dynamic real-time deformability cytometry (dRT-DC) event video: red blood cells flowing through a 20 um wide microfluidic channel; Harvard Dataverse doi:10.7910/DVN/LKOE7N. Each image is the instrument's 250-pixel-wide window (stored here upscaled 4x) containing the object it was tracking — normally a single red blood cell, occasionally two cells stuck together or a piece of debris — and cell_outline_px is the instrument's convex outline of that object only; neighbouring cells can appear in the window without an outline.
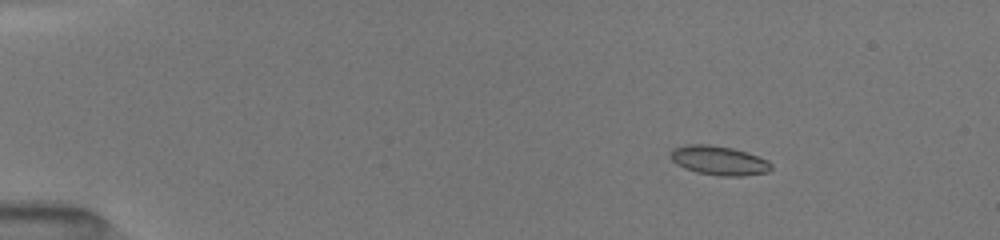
{"species": "common noctule bat (a hibernating species)", "species_latin": "Nyctalus noctula", "temperature_condition": "room temperature", "stored_images_in_passage": 23, "camera_frame_rate_fps": 3000, "um_per_image_px": 0.085, "animal": {"sex": "female", "body_mass_g": 19.5, "forearm_length_mm": 54.1}, "frame": {"image": 1, "passage_image": 5, "time_ms": 2.333, "image_size_px": [1000, 240], "cell_outline_px": [[772, 168], [768, 172], [740, 176], [720, 176], [696, 172], [684, 168], [676, 164], [668, 156], [668, 152], [672, 148], [684, 144], [708, 144], [732, 148], [748, 152], [768, 160], [772, 164]], "centroid_in_image_um": [61.06, 13.63], "position_along_channel_um": 23.9, "area_um2": 17.46}}
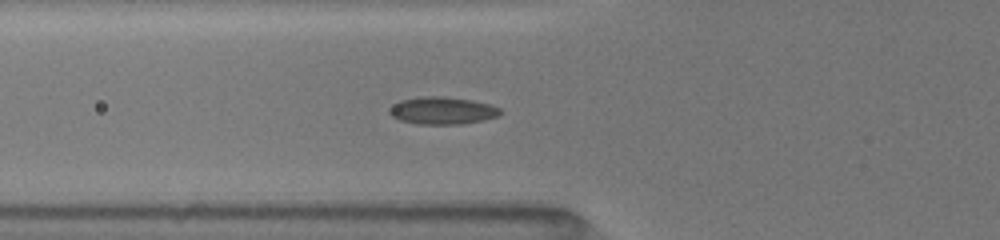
{"frame": {"image": 2, "passage_image": 14, "time_ms": 6.333, "image_size_px": [1000, 240], "cell_outline_px": [[504, 112], [500, 116], [484, 120], [460, 124], [416, 124], [400, 120], [392, 116], [388, 112], [388, 108], [392, 104], [400, 100], [420, 96], [444, 96], [472, 100], [492, 104], [500, 108]], "centroid_in_image_um": [37.62, 9.39], "position_along_channel_um": 88.2, "area_um2": 18.09}}
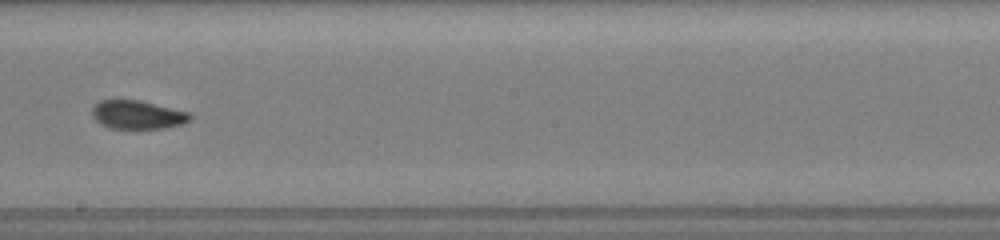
{"frame": {"image": 3, "passage_image": 21, "time_ms": 10.0, "image_size_px": [1000, 240], "cell_outline_px": [[192, 116], [184, 124], [164, 128], [108, 128], [100, 124], [92, 116], [92, 108], [100, 100], [140, 100], [188, 112]], "centroid_in_image_um": [11.67, 9.75], "position_along_channel_um": 236.5, "area_um2": 16.18}}